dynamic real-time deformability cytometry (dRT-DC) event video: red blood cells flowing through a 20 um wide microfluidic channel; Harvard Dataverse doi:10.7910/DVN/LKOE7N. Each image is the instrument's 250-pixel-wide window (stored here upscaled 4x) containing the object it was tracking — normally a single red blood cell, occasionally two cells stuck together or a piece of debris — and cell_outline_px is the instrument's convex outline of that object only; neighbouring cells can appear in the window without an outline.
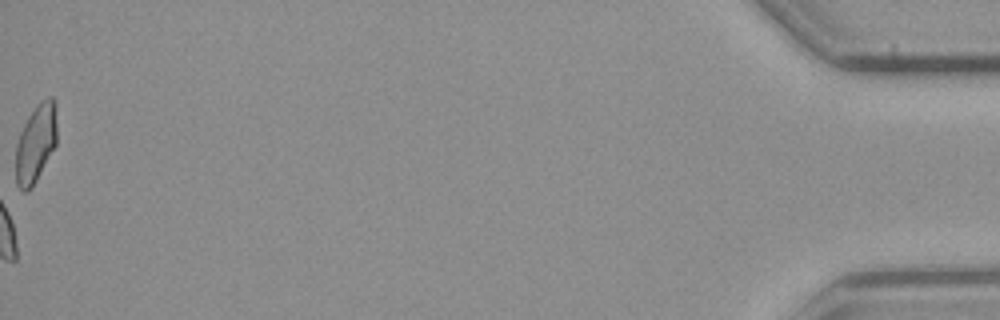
{"species": "common noctule bat (a hibernating species)", "species_latin": "Nyctalus noctula", "temperature_condition": "cold", "stored_images_in_passage": 55, "camera_frame_rate_fps": 3000, "um_per_image_px": 0.085, "animal": {"sex": "male", "body_mass_g": 23.1, "forearm_length_mm": 52.7}, "frame": {"image": 1, "passage_image": 55, "time_ms": 18.0, "image_size_px": [1000, 320], "cell_outline_px": [[56, 144], [36, 180], [28, 192], [24, 192], [16, 184], [16, 144], [20, 132], [28, 116], [36, 104], [40, 100], [48, 96], [52, 96], [56, 100]], "centroid_in_image_um": [3.04, 12.13], "position_along_channel_um": 432.2, "area_um2": 18.84}, "authors_computed_cell_mechanics": {"area_um2": 17.8602, "velocity_mm_per_s": 3.8115, "shape_relaxation_time_tau1_ms": null, "shape_relaxation_time_tau2_ms": 1.6579, "deformation_change_tau1": null, "deformation_change_tau2": 0.0455}}